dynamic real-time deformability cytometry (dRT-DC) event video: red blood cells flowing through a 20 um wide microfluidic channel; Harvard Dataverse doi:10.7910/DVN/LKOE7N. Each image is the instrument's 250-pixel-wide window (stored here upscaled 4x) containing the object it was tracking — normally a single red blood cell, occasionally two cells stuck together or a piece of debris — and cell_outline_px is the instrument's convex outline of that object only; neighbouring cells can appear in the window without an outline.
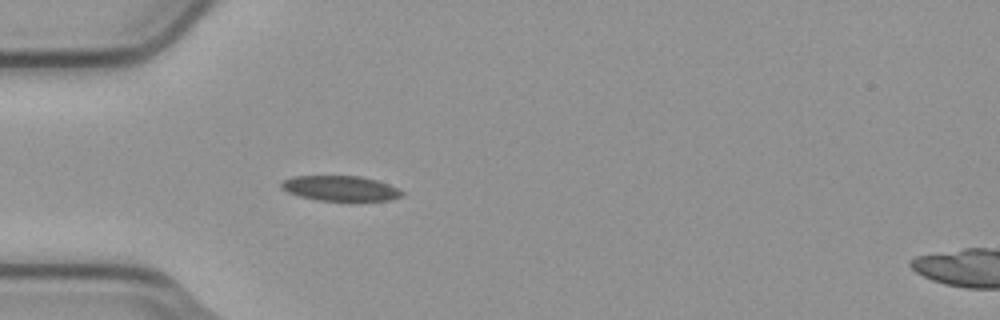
{"species": "common noctule bat (a hibernating species)", "species_latin": "Nyctalus noctula", "temperature_condition": "cold", "stored_images_in_passage": 2, "camera_frame_rate_fps": 3000, "um_per_image_px": 0.085, "animal": {"sex": "male", "body_mass_g": 23.1, "forearm_length_mm": 52.7}, "frame": {"image": 1, "passage_image": 2, "time_ms": 0.333, "image_size_px": [1000, 320], "cell_outline_px": [[404, 196], [392, 200], [316, 200], [300, 196], [288, 192], [280, 188], [280, 184], [284, 180], [292, 176], [360, 176], [376, 180], [388, 184], [404, 192]], "centroid_in_image_um": [28.93, 16.0], "position_along_channel_um": 56.1, "area_um2": 17.57}}